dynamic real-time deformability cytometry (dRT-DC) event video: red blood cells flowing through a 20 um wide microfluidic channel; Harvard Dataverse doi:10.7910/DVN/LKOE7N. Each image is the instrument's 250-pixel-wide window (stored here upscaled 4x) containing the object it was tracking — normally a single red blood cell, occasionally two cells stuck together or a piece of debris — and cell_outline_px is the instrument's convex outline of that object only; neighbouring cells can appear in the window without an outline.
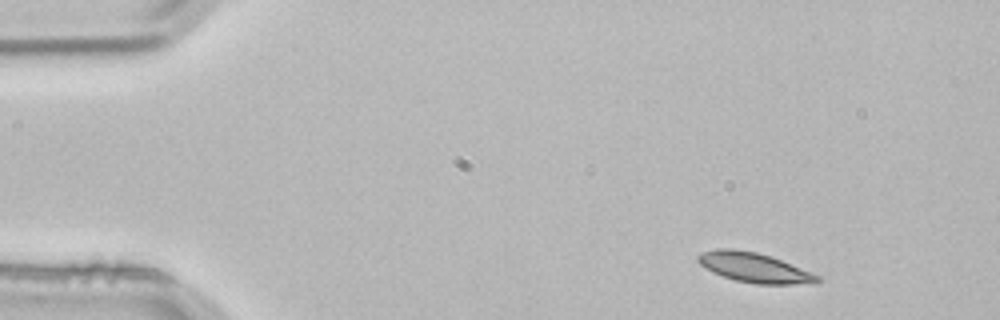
{"species": "common noctule bat (a hibernating species)", "species_latin": "Nyctalus noctula", "temperature_condition": "room temperature", "stored_images_in_passage": 3, "camera_frame_rate_fps": 3000, "um_per_image_px": 0.085, "animal": {"sex": "male", "body_mass_g": 21.5, "forearm_length_mm": 52.0}, "frame": {"image": 1, "passage_image": 1, "time_ms": 0.0, "image_size_px": [1000, 320], "cell_outline_px": [[820, 280], [812, 284], [756, 284], [736, 280], [712, 272], [704, 268], [696, 260], [696, 256], [700, 252], [716, 248], [732, 248], [756, 252], [772, 256], [820, 276]], "centroid_in_image_um": [64.07, 22.73], "position_along_channel_um": 20.9, "area_um2": 20.81}}
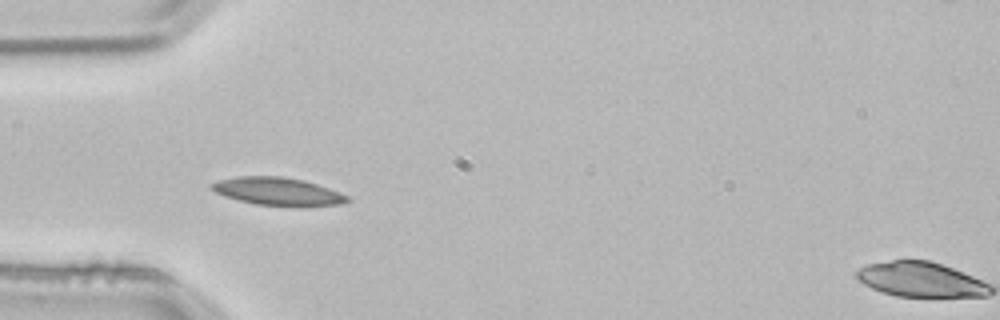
{"frame": {"image": 2, "passage_image": 3, "time_ms": 0.667, "image_size_px": [1000, 320], "cell_outline_px": [[352, 200], [340, 204], [308, 208], [292, 208], [256, 204], [224, 196], [208, 188], [208, 184], [220, 180], [236, 176], [280, 176], [304, 180], [340, 192], [348, 196]], "centroid_in_image_um": [23.65, 16.3], "position_along_channel_um": 61.4, "area_um2": 22.72}}